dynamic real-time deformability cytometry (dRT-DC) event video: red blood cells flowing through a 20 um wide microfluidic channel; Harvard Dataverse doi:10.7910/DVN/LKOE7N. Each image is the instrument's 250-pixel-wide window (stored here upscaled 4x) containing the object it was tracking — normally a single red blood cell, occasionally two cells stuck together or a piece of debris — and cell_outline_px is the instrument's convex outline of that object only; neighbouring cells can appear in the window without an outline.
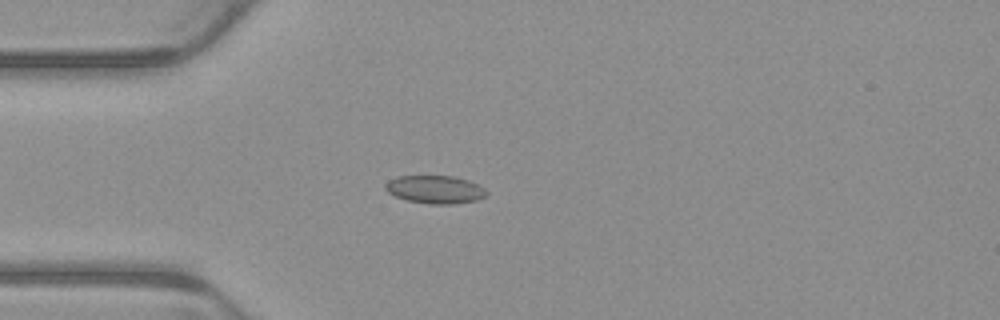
{"species": "common noctule bat (a hibernating species)", "species_latin": "Nyctalus noctula", "temperature_condition": "warm", "stored_images_in_passage": 4, "camera_frame_rate_fps": 3000, "um_per_image_px": 0.085, "animal": {"sex": "male", "body_mass_g": 23.1, "forearm_length_mm": 52.7}, "frame": {"image": 1, "passage_image": 3, "time_ms": 0.667, "image_size_px": [1000, 320], "cell_outline_px": [[488, 192], [484, 196], [476, 200], [452, 204], [432, 204], [408, 200], [396, 196], [388, 192], [384, 188], [384, 184], [388, 180], [396, 176], [452, 176], [468, 180], [484, 188]], "centroid_in_image_um": [36.95, 16.09], "position_along_channel_um": 48.0, "area_um2": 16.36}}